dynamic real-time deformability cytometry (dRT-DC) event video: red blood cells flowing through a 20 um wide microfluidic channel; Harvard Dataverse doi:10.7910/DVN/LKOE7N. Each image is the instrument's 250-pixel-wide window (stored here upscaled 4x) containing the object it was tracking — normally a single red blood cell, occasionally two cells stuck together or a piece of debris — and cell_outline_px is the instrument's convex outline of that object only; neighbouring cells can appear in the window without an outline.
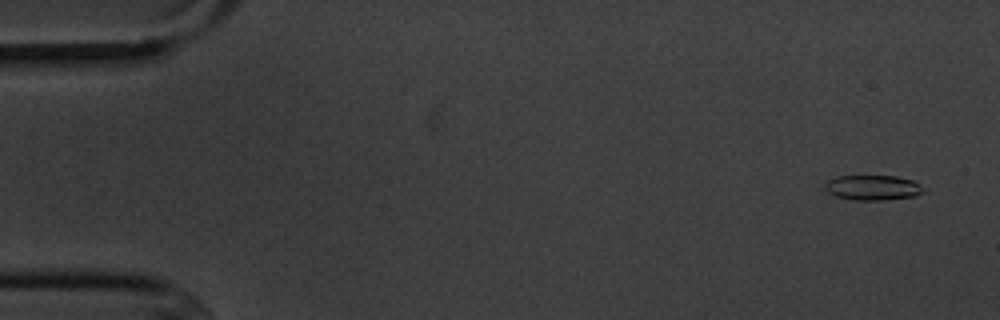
{"species": "common noctule bat (a hibernating species)", "species_latin": "Nyctalus noctula", "temperature_condition": "cold", "stored_images_in_passage": 5, "camera_frame_rate_fps": 3000, "um_per_image_px": 0.085, "animal": {"sex": "male", "body_mass_g": 20.1, "forearm_length_mm": 53.5}, "frame": {"image": 1, "passage_image": 1, "time_ms": 0.0, "image_size_px": [1000, 320], "cell_outline_px": [[924, 192], [916, 196], [884, 200], [852, 200], [836, 196], [828, 192], [824, 188], [824, 184], [828, 180], [836, 176], [896, 176], [912, 180], [920, 184], [924, 188]], "centroid_in_image_um": [74.19, 15.95], "position_along_channel_um": 10.8, "area_um2": 14.51}}